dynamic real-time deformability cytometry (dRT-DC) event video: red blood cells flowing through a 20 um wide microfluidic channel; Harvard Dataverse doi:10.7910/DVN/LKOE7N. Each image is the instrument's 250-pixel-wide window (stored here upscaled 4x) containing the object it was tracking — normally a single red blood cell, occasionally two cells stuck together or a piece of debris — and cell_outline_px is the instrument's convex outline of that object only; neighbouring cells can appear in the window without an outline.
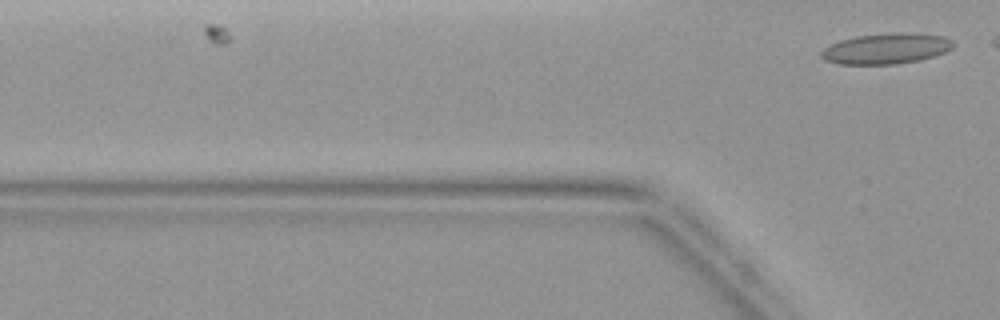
{"species": "common noctule bat (a hibernating species)", "species_latin": "Nyctalus noctula", "temperature_condition": "warm", "stored_images_in_passage": 2, "camera_frame_rate_fps": 3000, "um_per_image_px": 0.085, "animal": {"sex": "female", "body_mass_g": 19.9}, "frame": {"image": 1, "passage_image": 2, "time_ms": 1.0, "image_size_px": [1000, 320], "cell_outline_px": [[956, 44], [952, 48], [944, 52], [920, 60], [896, 64], [840, 64], [824, 60], [820, 56], [820, 52], [828, 44], [840, 40], [856, 36], [892, 32], [912, 32], [944, 36], [952, 40]], "centroid_in_image_um": [75.32, 4.12], "position_along_channel_um": 50.5, "area_um2": 23.87}}